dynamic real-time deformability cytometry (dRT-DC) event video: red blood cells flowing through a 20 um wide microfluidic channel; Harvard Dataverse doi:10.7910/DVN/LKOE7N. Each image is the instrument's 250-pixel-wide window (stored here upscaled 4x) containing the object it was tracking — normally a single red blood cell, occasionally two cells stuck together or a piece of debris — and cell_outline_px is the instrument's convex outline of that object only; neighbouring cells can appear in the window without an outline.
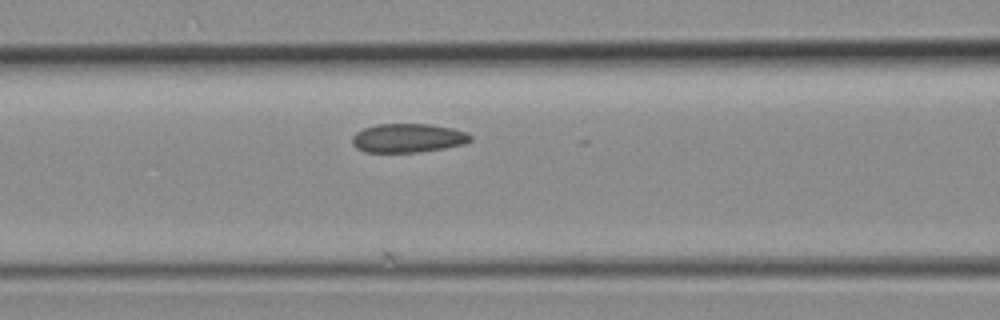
{"species": "common noctule bat (a hibernating species)", "species_latin": "Nyctalus noctula", "temperature_condition": "room temperature", "stored_images_in_passage": 7, "camera_frame_rate_fps": 3000, "um_per_image_px": 0.085, "animal": {"sex": "female", "body_mass_g": 19.3, "forearm_length_mm": 54.1}, "frame": {"image": 1, "passage_image": 7, "time_ms": 2.0, "image_size_px": [1000, 320], "cell_outline_px": [[472, 140], [464, 144], [444, 148], [416, 152], [364, 152], [356, 148], [352, 144], [352, 136], [356, 132], [364, 128], [376, 124], [428, 124], [452, 128], [464, 132], [472, 136]], "centroid_in_image_um": [34.64, 11.73], "position_along_channel_um": 132.0, "area_um2": 19.88}}